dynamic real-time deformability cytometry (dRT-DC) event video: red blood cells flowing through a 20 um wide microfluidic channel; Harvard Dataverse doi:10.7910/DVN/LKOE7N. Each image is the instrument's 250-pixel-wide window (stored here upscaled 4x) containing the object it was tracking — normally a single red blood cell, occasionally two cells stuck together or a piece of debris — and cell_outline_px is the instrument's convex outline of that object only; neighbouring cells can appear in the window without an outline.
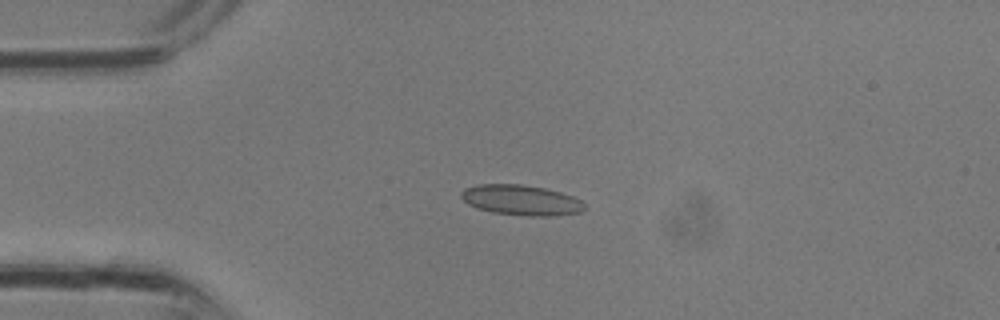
{"species": "common noctule bat (a hibernating species)", "species_latin": "Nyctalus noctula", "temperature_condition": "room temperature", "stored_images_in_passage": 11, "camera_frame_rate_fps": 3000, "um_per_image_px": 0.085, "animal": {"sex": "male", "body_mass_g": 13.3}, "frame": {"image": 1, "passage_image": 7, "time_ms": 2.0, "image_size_px": [1000, 320], "cell_outline_px": [[588, 208], [580, 212], [552, 216], [528, 216], [492, 212], [476, 208], [468, 204], [460, 196], [460, 192], [464, 188], [476, 184], [520, 184], [544, 188], [560, 192], [572, 196], [580, 200]], "centroid_in_image_um": [44.28, 17.01], "position_along_channel_um": 40.7, "area_um2": 21.91}}
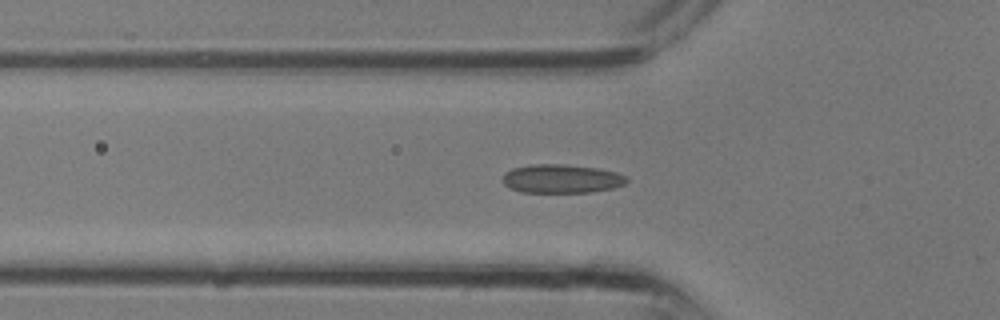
{"frame": {"image": 2, "passage_image": 10, "time_ms": 3.0, "image_size_px": [1000, 320], "cell_outline_px": [[628, 180], [624, 184], [616, 188], [592, 192], [520, 192], [504, 184], [504, 172], [512, 168], [532, 164], [564, 164], [596, 168], [616, 172], [624, 176]], "centroid_in_image_um": [47.74, 15.19], "position_along_channel_um": 78.1, "area_um2": 20.69}}